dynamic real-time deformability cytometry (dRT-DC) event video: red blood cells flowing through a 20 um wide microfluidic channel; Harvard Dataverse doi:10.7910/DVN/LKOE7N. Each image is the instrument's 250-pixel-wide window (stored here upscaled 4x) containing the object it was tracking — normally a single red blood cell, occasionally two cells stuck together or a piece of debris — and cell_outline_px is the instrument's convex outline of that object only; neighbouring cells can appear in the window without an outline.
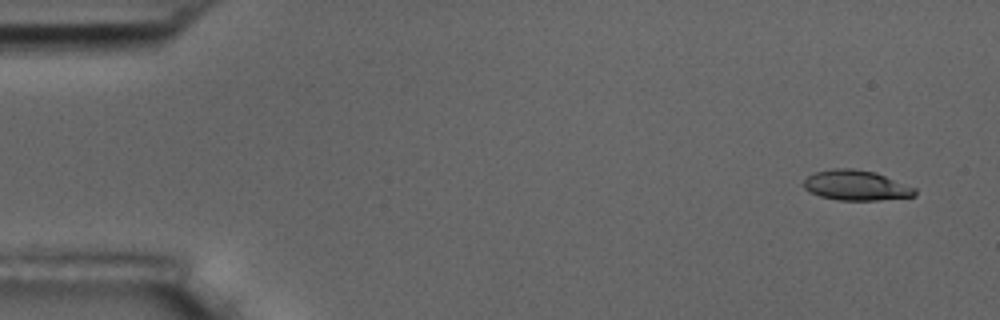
{"species": "common noctule bat (a hibernating species)", "species_latin": "Nyctalus noctula", "temperature_condition": "room temperature", "stored_images_in_passage": 6, "camera_frame_rate_fps": 3000, "um_per_image_px": 0.085, "animal": {"sex": "male", "body_mass_g": 17.5, "forearm_length_mm": 52.3}, "frame": {"image": 1, "passage_image": 1, "time_ms": 0.0, "image_size_px": [1000, 320], "cell_outline_px": [[916, 196], [876, 200], [836, 200], [820, 196], [808, 192], [800, 184], [808, 176], [816, 172], [832, 168], [852, 168], [876, 172], [916, 188]], "centroid_in_image_um": [72.73, 15.75], "position_along_channel_um": 12.3, "area_um2": 19.71}}
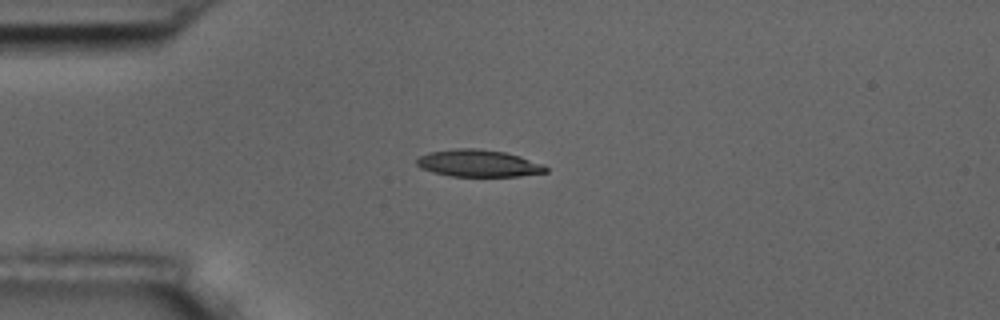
{"frame": {"image": 2, "passage_image": 4, "time_ms": 3.667, "image_size_px": [1000, 320], "cell_outline_px": [[548, 172], [520, 176], [452, 176], [432, 172], [420, 168], [416, 164], [416, 160], [420, 156], [428, 152], [456, 148], [476, 148], [504, 152], [520, 156], [544, 164], [548, 168]], "centroid_in_image_um": [40.67, 13.88], "position_along_channel_um": 44.3, "area_um2": 20.46}}